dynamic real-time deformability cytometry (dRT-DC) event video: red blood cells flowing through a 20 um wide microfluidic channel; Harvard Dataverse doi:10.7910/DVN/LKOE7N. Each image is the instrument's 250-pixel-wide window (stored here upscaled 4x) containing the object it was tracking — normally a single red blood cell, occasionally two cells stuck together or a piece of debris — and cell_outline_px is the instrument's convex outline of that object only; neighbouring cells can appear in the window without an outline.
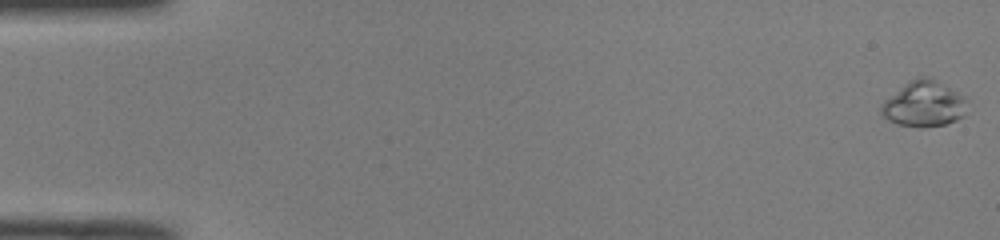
{"species": "common noctule bat (a hibernating species)", "species_latin": "Nyctalus noctula", "temperature_condition": "room temperature", "stored_images_in_passage": 53, "camera_frame_rate_fps": 3000, "um_per_image_px": 0.085, "animal": {"sex": "male", "body_mass_g": 19.0, "forearm_length_mm": 50.8}, "frame": {"image": 1, "passage_image": 1, "time_ms": 0.0, "image_size_px": [1000, 240], "cell_outline_px": [[964, 116], [956, 120], [944, 124], [896, 124], [888, 120], [880, 112], [880, 108], [884, 100], [904, 84], [920, 76], [928, 76], [936, 80], [964, 96]], "centroid_in_image_um": [78.5, 8.79], "position_along_channel_um": 6.5, "area_um2": 21.91}}
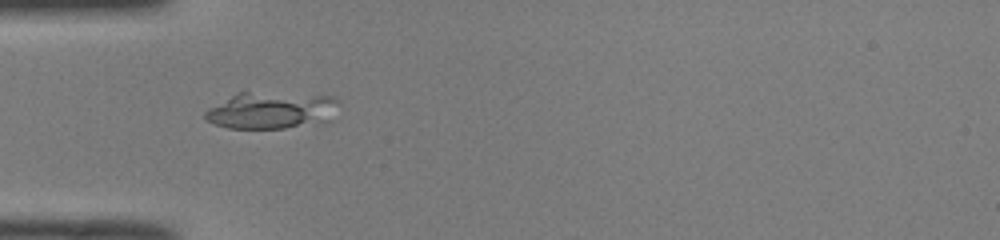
{"frame": {"image": 2, "passage_image": 17, "time_ms": 5.333, "image_size_px": [1000, 240], "cell_outline_px": [[336, 100], [304, 120], [296, 124], [284, 128], [228, 128], [204, 120], [204, 112], [208, 108], [236, 92], [248, 92], [332, 96]], "centroid_in_image_um": [22.52, 9.34], "position_along_channel_um": 62.5, "area_um2": 25.43}}